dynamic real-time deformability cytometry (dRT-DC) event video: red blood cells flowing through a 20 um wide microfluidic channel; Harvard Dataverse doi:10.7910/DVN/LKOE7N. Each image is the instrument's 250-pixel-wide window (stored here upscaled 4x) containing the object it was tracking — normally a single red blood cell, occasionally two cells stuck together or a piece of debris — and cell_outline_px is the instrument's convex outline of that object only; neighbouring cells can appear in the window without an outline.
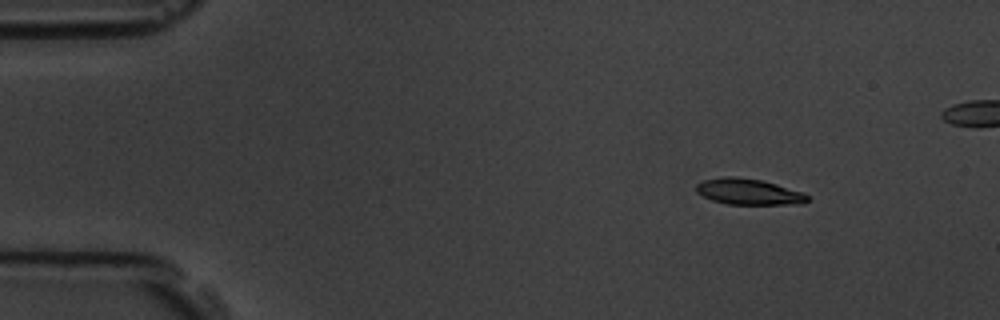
{"species": "common noctule bat (a hibernating species)", "species_latin": "Nyctalus noctula", "temperature_condition": "room temperature", "stored_images_in_passage": 5, "camera_frame_rate_fps": 3000, "um_per_image_px": 0.085, "animal": {"sex": "male", "body_mass_g": 19.5, "forearm_length_mm": 54.6}, "frame": {"image": 1, "passage_image": 2, "time_ms": 1.0, "image_size_px": [1000, 320], "cell_outline_px": [[808, 200], [804, 204], [728, 204], [712, 200], [696, 192], [696, 184], [704, 180], [724, 176], [736, 176], [760, 180], [776, 184], [804, 192], [808, 196]], "centroid_in_image_um": [63.64, 16.29], "position_along_channel_um": 21.4, "area_um2": 16.82}}